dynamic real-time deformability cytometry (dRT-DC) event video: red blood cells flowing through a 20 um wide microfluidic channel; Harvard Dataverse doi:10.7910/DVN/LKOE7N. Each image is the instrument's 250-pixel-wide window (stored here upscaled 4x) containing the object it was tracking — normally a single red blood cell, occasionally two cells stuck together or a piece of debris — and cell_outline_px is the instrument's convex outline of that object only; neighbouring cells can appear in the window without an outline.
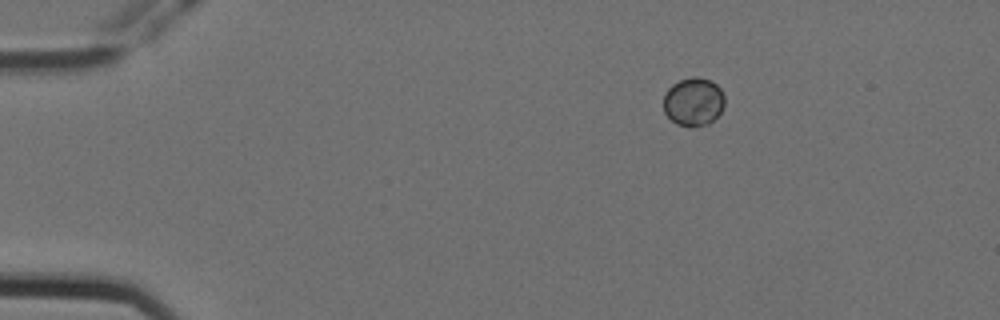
{"species": "Egyptian fruit bat (a non-hibernating species)", "species_latin": "Rousettus aegyptiacus", "temperature_condition": "cold", "stored_images_in_passage": 6, "camera_frame_rate_fps": 3000, "um_per_image_px": 0.085, "animal": {"sex": "female"}, "frame": {"image": 1, "passage_image": 1, "time_ms": 0.0, "image_size_px": [1000, 320], "cell_outline_px": [[724, 104], [720, 112], [708, 124], [692, 128], [676, 124], [664, 112], [664, 96], [668, 88], [672, 84], [680, 80], [692, 76], [696, 76], [708, 80], [716, 84], [720, 88], [724, 96]], "centroid_in_image_um": [58.93, 8.66], "position_along_channel_um": 26.1, "area_um2": 17.22}}
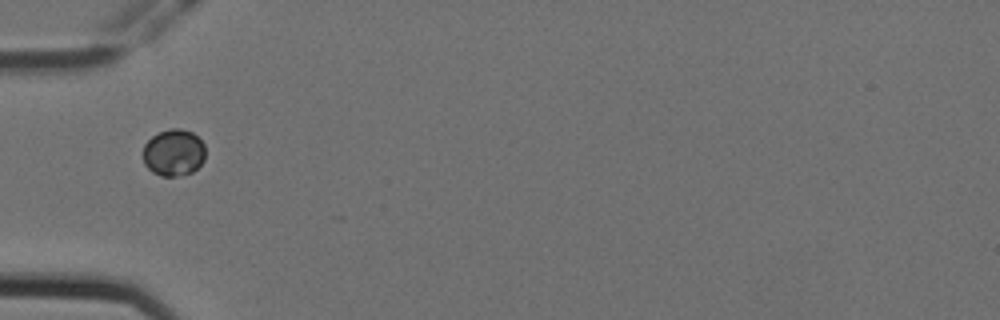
{"frame": {"image": 2, "passage_image": 4, "time_ms": 1.0, "image_size_px": [1000, 320], "cell_outline_px": [[204, 160], [192, 172], [176, 176], [160, 176], [152, 172], [144, 164], [144, 144], [152, 136], [168, 128], [180, 128], [192, 132], [204, 144]], "centroid_in_image_um": [14.75, 12.97], "position_along_channel_um": 70.3, "area_um2": 16.94}}
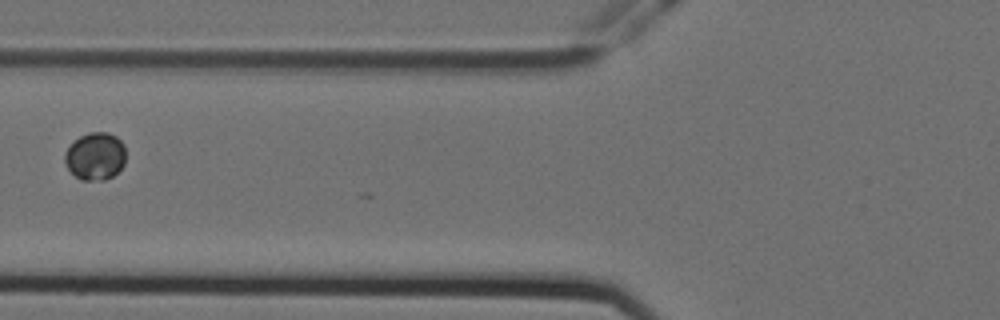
{"frame": {"image": 3, "passage_image": 5, "time_ms": 1.333, "image_size_px": [1000, 320], "cell_outline_px": [[124, 164], [112, 176], [104, 180], [80, 180], [64, 164], [64, 156], [68, 148], [80, 136], [88, 132], [108, 132], [116, 136], [124, 144]], "centroid_in_image_um": [8.09, 13.27], "position_along_channel_um": 117.7, "area_um2": 16.76}}